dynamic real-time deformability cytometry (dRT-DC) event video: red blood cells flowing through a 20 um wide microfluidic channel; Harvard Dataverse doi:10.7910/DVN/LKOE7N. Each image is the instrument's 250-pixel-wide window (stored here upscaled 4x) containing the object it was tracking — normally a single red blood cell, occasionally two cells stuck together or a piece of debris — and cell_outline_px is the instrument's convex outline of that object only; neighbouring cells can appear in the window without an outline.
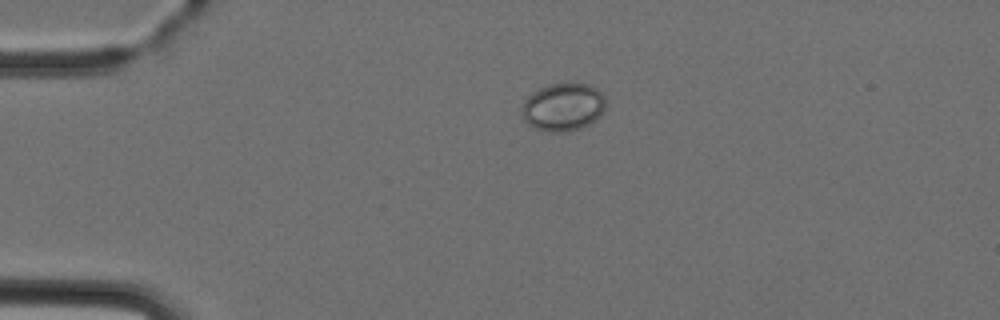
{"species": "Egyptian fruit bat (a non-hibernating species)", "species_latin": "Rousettus aegyptiacus", "temperature_condition": "cold", "stored_images_in_passage": 2, "camera_frame_rate_fps": 3000, "um_per_image_px": 0.085, "animal": {"sex": "female"}, "frame": {"image": 1, "passage_image": 1, "time_ms": 0.0, "image_size_px": [1000, 320], "cell_outline_px": [[604, 112], [596, 120], [580, 128], [564, 132], [548, 132], [536, 128], [528, 124], [524, 120], [520, 108], [524, 100], [532, 92], [548, 84], [568, 80], [572, 80], [588, 84], [596, 88], [604, 96]], "centroid_in_image_um": [47.85, 9.05], "position_along_channel_um": 37.1, "area_um2": 24.04}}